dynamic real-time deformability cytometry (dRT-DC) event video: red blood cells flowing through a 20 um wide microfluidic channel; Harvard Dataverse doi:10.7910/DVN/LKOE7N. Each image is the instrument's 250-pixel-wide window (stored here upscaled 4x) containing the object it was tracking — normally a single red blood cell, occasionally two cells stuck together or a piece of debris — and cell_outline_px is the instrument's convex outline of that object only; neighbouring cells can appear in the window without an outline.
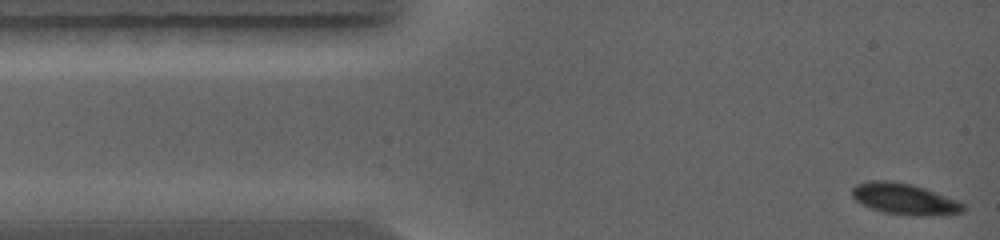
{"species": "common noctule bat (a hibernating species)", "species_latin": "Nyctalus noctula", "temperature_condition": "warm", "stored_images_in_passage": 48, "camera_frame_rate_fps": 5000, "um_per_image_px": 0.085, "animal": {"sex": "female", "body_mass_g": 19.0, "forearm_length_mm": 56.7}, "frame": {"image": 1, "passage_image": 1, "time_ms": 0.0, "image_size_px": [1000, 240], "cell_outline_px": [[964, 212], [920, 216], [916, 216], [884, 212], [872, 208], [856, 200], [852, 196], [852, 188], [856, 184], [868, 180], [888, 180], [912, 184], [924, 188], [956, 200], [964, 204]], "centroid_in_image_um": [76.85, 16.89], "position_along_channel_um": 8.2, "area_um2": 19.88}}
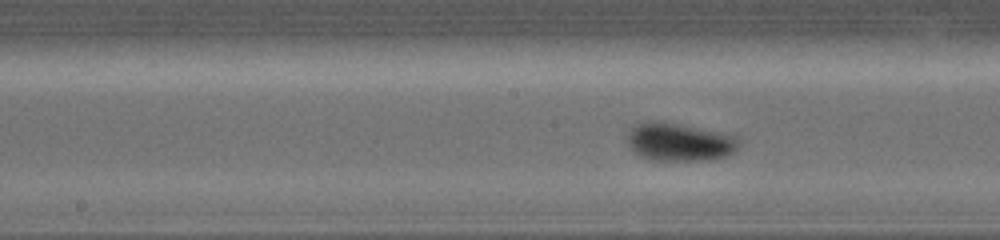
{"frame": {"image": 2, "passage_image": 25, "time_ms": 4.8, "image_size_px": [1000, 240], "cell_outline_px": [[736, 148], [732, 152], [724, 156], [708, 160], [660, 160], [644, 156], [636, 152], [632, 148], [628, 140], [628, 136], [632, 128], [648, 120], [664, 120], [728, 136], [736, 140]], "centroid_in_image_um": [57.67, 12.06], "position_along_channel_um": 190.5, "area_um2": 23.47}}
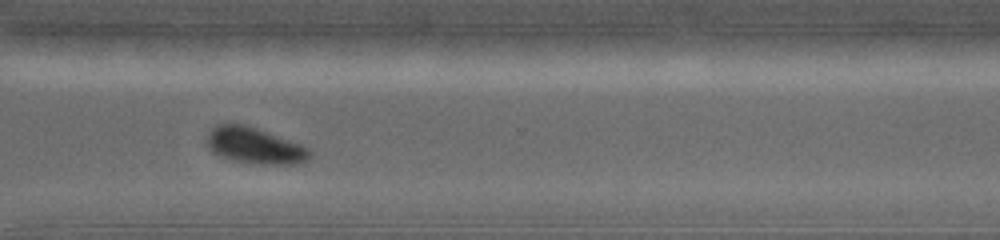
{"frame": {"image": 3, "passage_image": 40, "time_ms": 7.8, "image_size_px": [1000, 240], "cell_outline_px": [[312, 156], [296, 164], [260, 164], [236, 160], [224, 156], [216, 152], [208, 144], [208, 132], [212, 128], [220, 124], [244, 124], [296, 144], [304, 148]], "centroid_in_image_um": [21.61, 12.38], "position_along_channel_um": 349.0, "area_um2": 20.29}}